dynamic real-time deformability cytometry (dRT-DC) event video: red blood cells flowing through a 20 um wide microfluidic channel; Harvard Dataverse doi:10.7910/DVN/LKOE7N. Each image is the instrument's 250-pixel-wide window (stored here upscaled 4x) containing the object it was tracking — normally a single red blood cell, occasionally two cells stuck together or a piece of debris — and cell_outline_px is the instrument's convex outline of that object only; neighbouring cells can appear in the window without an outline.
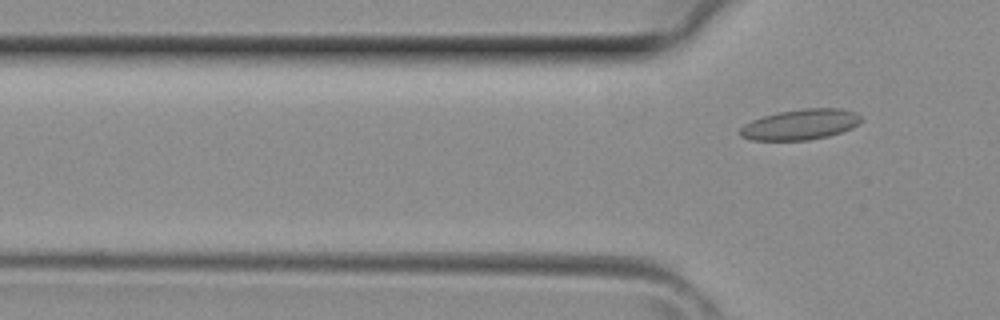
{"species": "common noctule bat (a hibernating species)", "species_latin": "Nyctalus noctula", "temperature_condition": "room temperature", "stored_images_in_passage": 4, "camera_frame_rate_fps": 3000, "um_per_image_px": 0.085, "animal": {"sex": "female", "body_mass_g": 29.2, "forearm_length_mm": 56.3}, "frame": {"image": 1, "passage_image": 4, "time_ms": 1.0, "image_size_px": [1000, 320], "cell_outline_px": [[864, 120], [852, 128], [828, 136], [808, 140], [752, 140], [740, 136], [740, 128], [744, 124], [752, 120], [764, 116], [780, 112], [804, 108], [840, 108], [856, 112]], "centroid_in_image_um": [68.06, 10.58], "position_along_channel_um": 57.7, "area_um2": 21.5}}